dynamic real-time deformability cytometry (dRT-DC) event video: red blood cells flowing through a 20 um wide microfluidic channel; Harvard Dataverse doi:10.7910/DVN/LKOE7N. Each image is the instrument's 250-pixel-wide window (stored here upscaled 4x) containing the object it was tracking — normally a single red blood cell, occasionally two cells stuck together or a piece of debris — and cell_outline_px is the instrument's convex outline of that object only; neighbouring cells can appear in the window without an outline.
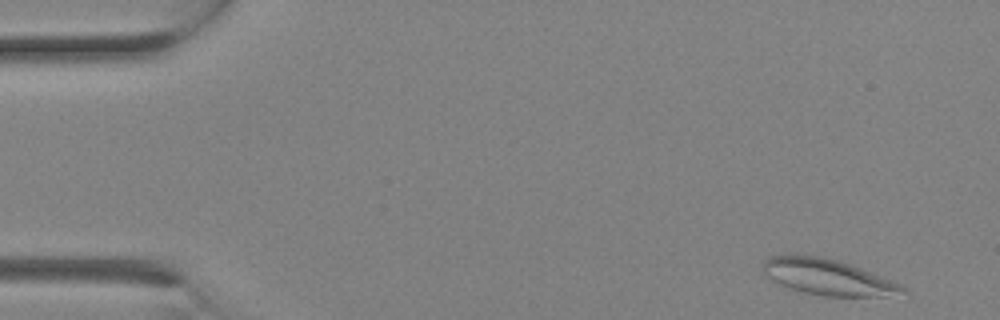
{"species": "Egyptian fruit bat (a non-hibernating species)", "species_latin": "Rousettus aegyptiacus", "temperature_condition": "room temperature", "stored_images_in_passage": 16, "camera_frame_rate_fps": 3000, "um_per_image_px": 0.085, "animal": {"sex": "female"}, "frame": {"image": 1, "passage_image": 1, "time_ms": 0.0, "image_size_px": [1000, 320], "cell_outline_px": [[908, 292], [884, 296], [824, 296], [804, 292], [780, 284], [764, 276], [764, 260], [772, 256], [796, 252], [820, 256], [840, 260], [900, 284], [908, 288]], "centroid_in_image_um": [70.32, 23.51], "position_along_channel_um": 14.7, "area_um2": 29.36}}
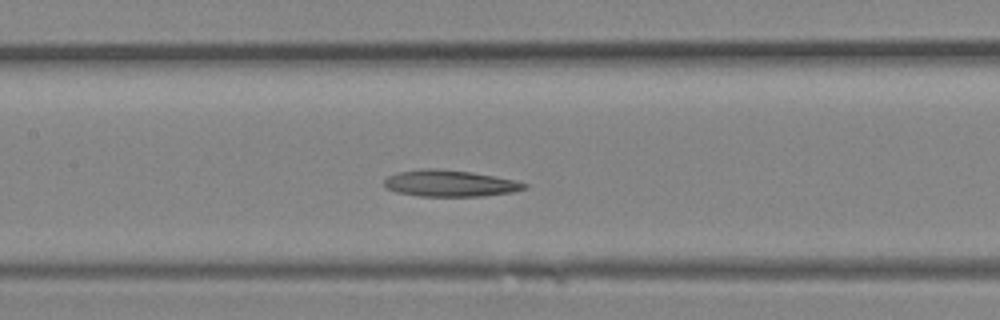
{"frame": {"image": 2, "passage_image": 11, "time_ms": 3.333, "image_size_px": [1000, 320], "cell_outline_px": [[528, 188], [512, 192], [484, 196], [420, 196], [396, 192], [384, 188], [384, 180], [388, 176], [396, 172], [420, 168], [436, 168], [472, 172], [516, 180], [528, 184]], "centroid_in_image_um": [38.22, 15.58], "position_along_channel_um": 169.2, "area_um2": 21.91}}
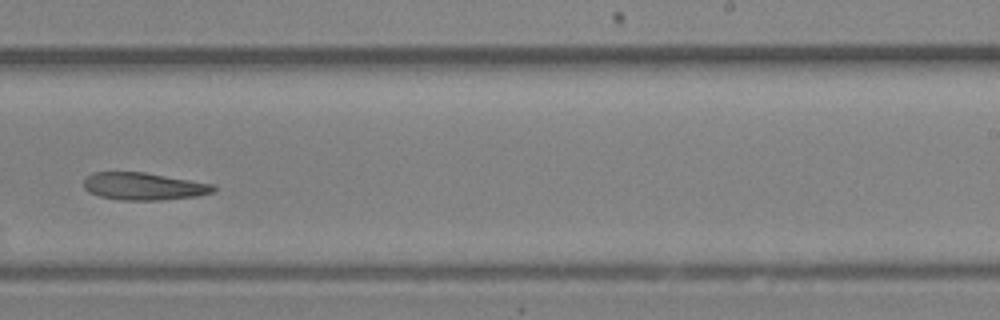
{"frame": {"image": 3, "passage_image": 15, "time_ms": 4.667, "image_size_px": [1000, 320], "cell_outline_px": [[216, 188], [212, 192], [196, 196], [160, 200], [120, 200], [100, 196], [88, 192], [84, 188], [84, 180], [92, 172], [144, 172], [212, 184]], "centroid_in_image_um": [12.17, 15.84], "position_along_channel_um": 276.8, "area_um2": 20.52}}